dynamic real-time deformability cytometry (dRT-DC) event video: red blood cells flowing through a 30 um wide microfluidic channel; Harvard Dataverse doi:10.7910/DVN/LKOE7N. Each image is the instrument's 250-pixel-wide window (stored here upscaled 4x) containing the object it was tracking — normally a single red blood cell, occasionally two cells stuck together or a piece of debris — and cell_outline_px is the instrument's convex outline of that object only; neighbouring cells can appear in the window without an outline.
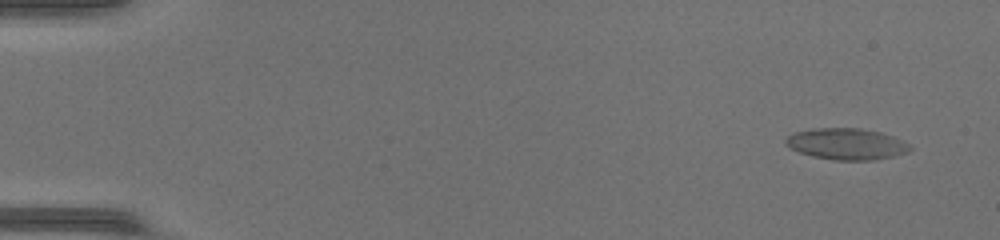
{"species": "common noctule bat (a hibernating species)", "species_latin": "Nyctalus noctula", "temperature_condition": "warm", "stored_images_in_passage": 49, "camera_frame_rate_fps": 3000, "um_per_image_px": 0.085, "animal": {"sex": "female", "body_mass_g": 17.0, "forearm_length_mm": 48.0}, "frame": {"image": 1, "passage_image": 3, "time_ms": 0.667, "image_size_px": [1000, 240], "cell_outline_px": [[912, 148], [908, 152], [876, 160], [832, 160], [812, 156], [800, 152], [784, 144], [784, 140], [788, 136], [796, 132], [812, 128], [860, 128], [880, 132], [892, 136], [908, 144]], "centroid_in_image_um": [71.93, 12.24], "position_along_channel_um": 13.1, "area_um2": 22.6}}
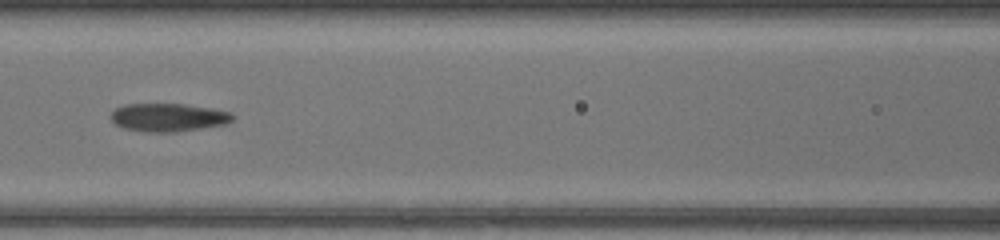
{"frame": {"image": 2, "passage_image": 23, "time_ms": 7.333, "image_size_px": [1000, 240], "cell_outline_px": [[236, 116], [232, 120], [224, 124], [176, 132], [144, 132], [124, 128], [116, 124], [112, 120], [112, 112], [116, 108], [124, 104], [184, 104], [212, 108], [232, 112]], "centroid_in_image_um": [14.33, 9.97], "position_along_channel_um": 152.3, "area_um2": 19.94}}
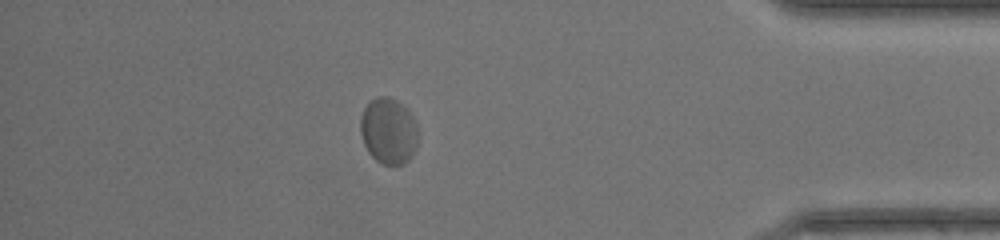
{"frame": {"image": 3, "passage_image": 43, "time_ms": 14.0, "image_size_px": [1000, 240], "cell_outline_px": [[416, 148], [412, 156], [404, 164], [384, 164], [376, 160], [368, 152], [364, 144], [360, 132], [360, 116], [364, 108], [376, 96], [388, 96], [396, 100], [408, 108], [416, 124]], "centroid_in_image_um": [33.01, 11.12], "position_along_channel_um": 402.2, "area_um2": 22.2}, "authors_computed_cell_mechanics": {"area_um2": 20.9814, "velocity_mm_per_s": 4.2965, "shape_relaxation_time_tau1_ms": null, "shape_relaxation_time_tau2_ms": 0.9176, "deformation_change_tau1": null, "deformation_change_tau2": 0.0463}}